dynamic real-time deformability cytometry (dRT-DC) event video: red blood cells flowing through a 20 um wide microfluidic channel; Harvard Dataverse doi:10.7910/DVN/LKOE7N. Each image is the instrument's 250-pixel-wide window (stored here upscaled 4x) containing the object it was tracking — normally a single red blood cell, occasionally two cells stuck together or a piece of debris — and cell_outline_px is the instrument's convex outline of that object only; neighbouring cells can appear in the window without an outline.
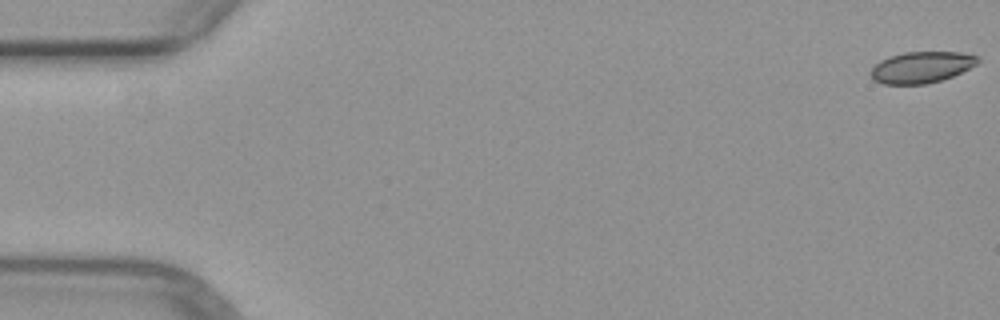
{"species": "common noctule bat (a hibernating species)", "species_latin": "Nyctalus noctula", "temperature_condition": "warm", "stored_images_in_passage": 5, "camera_frame_rate_fps": 3000, "um_per_image_px": 0.085, "animal": {"sex": "female", "body_mass_g": 29.2, "forearm_length_mm": 56.3}, "frame": {"image": 1, "passage_image": 1, "time_ms": 0.0, "image_size_px": [1000, 320], "cell_outline_px": [[980, 60], [976, 64], [952, 76], [940, 80], [924, 84], [884, 84], [872, 80], [872, 68], [880, 60], [888, 56], [904, 52], [960, 52], [976, 56]], "centroid_in_image_um": [78.29, 5.71], "position_along_channel_um": 6.7, "area_um2": 19.31}}
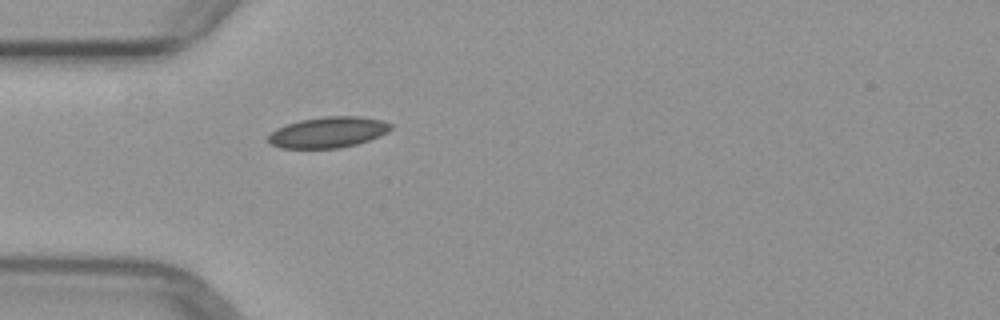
{"frame": {"image": 2, "passage_image": 5, "time_ms": 5.0, "image_size_px": [1000, 320], "cell_outline_px": [[392, 128], [388, 132], [380, 136], [356, 144], [336, 148], [280, 148], [268, 144], [268, 136], [276, 128], [300, 120], [324, 116], [360, 116], [384, 120], [392, 124]], "centroid_in_image_um": [27.9, 11.24], "position_along_channel_um": 57.1, "area_um2": 22.14}}